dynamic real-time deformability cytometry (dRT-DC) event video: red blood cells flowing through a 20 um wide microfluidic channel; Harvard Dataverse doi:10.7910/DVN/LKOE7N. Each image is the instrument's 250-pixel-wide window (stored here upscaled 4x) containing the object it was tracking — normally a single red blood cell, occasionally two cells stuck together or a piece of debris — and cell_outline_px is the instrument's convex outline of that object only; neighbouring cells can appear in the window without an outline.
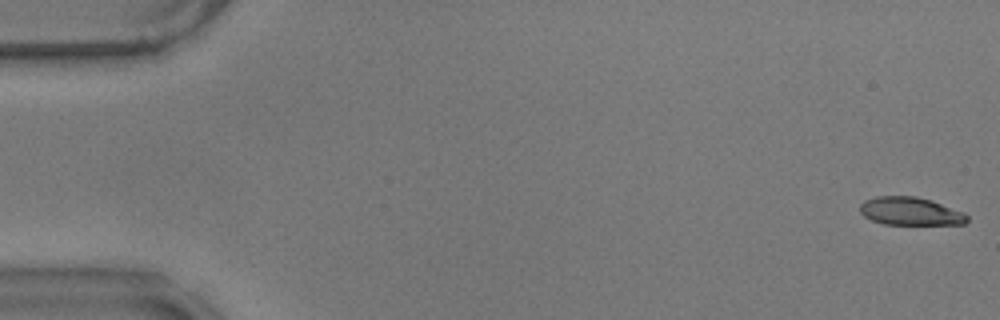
{"species": "common noctule bat (a hibernating species)", "species_latin": "Nyctalus noctula", "temperature_condition": "warm", "stored_images_in_passage": 28, "camera_frame_rate_fps": 3000, "um_per_image_px": 0.085, "animal": {"sex": "male", "body_mass_g": 17.9}, "frame": {"image": 1, "passage_image": 1, "time_ms": 0.0, "image_size_px": [1000, 320], "cell_outline_px": [[968, 220], [964, 224], [884, 224], [872, 220], [864, 216], [860, 212], [860, 204], [864, 200], [876, 196], [916, 196], [964, 212], [968, 216]], "centroid_in_image_um": [77.35, 17.96], "position_along_channel_um": 7.7, "area_um2": 17.34}}
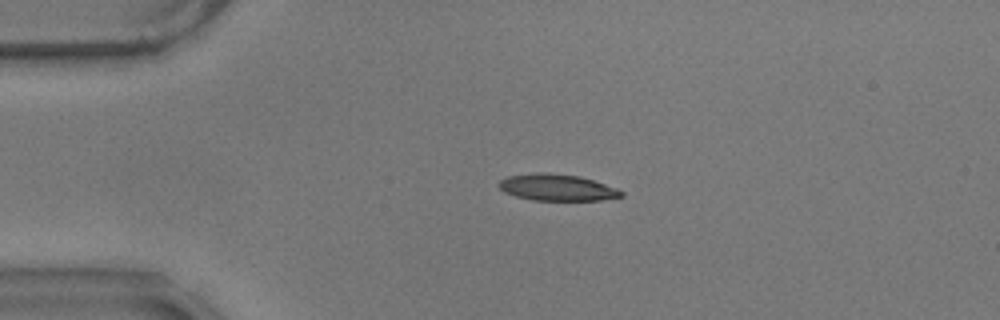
{"frame": {"image": 2, "passage_image": 13, "time_ms": 4.0, "image_size_px": [1000, 320], "cell_outline_px": [[624, 196], [600, 200], [532, 200], [516, 196], [504, 192], [496, 184], [500, 180], [508, 176], [540, 172], [580, 176], [616, 188], [624, 192]], "centroid_in_image_um": [47.33, 15.94], "position_along_channel_um": 37.7, "area_um2": 18.79}}